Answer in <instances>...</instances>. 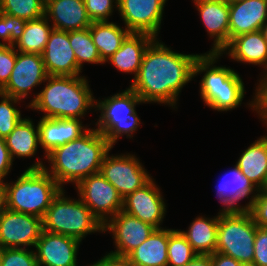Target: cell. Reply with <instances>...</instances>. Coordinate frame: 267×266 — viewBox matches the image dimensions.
<instances>
[{"label": "cell", "instance_id": "35", "mask_svg": "<svg viewBox=\"0 0 267 266\" xmlns=\"http://www.w3.org/2000/svg\"><path fill=\"white\" fill-rule=\"evenodd\" d=\"M26 23L21 18L0 12V37L6 42H0V45L13 46L22 36Z\"/></svg>", "mask_w": 267, "mask_h": 266}, {"label": "cell", "instance_id": "14", "mask_svg": "<svg viewBox=\"0 0 267 266\" xmlns=\"http://www.w3.org/2000/svg\"><path fill=\"white\" fill-rule=\"evenodd\" d=\"M109 219L104 224L103 230L113 233L117 250L110 253L117 256L127 257L156 229L122 210Z\"/></svg>", "mask_w": 267, "mask_h": 266}, {"label": "cell", "instance_id": "44", "mask_svg": "<svg viewBox=\"0 0 267 266\" xmlns=\"http://www.w3.org/2000/svg\"><path fill=\"white\" fill-rule=\"evenodd\" d=\"M211 255L212 266H242V264L231 256L214 252Z\"/></svg>", "mask_w": 267, "mask_h": 266}, {"label": "cell", "instance_id": "11", "mask_svg": "<svg viewBox=\"0 0 267 266\" xmlns=\"http://www.w3.org/2000/svg\"><path fill=\"white\" fill-rule=\"evenodd\" d=\"M48 74L41 54L16 52V62L7 84L0 93L17 99H25L29 91L46 82Z\"/></svg>", "mask_w": 267, "mask_h": 266}, {"label": "cell", "instance_id": "24", "mask_svg": "<svg viewBox=\"0 0 267 266\" xmlns=\"http://www.w3.org/2000/svg\"><path fill=\"white\" fill-rule=\"evenodd\" d=\"M175 229H155L127 258L134 266H167L169 235Z\"/></svg>", "mask_w": 267, "mask_h": 266}, {"label": "cell", "instance_id": "29", "mask_svg": "<svg viewBox=\"0 0 267 266\" xmlns=\"http://www.w3.org/2000/svg\"><path fill=\"white\" fill-rule=\"evenodd\" d=\"M5 141L12 160L14 156L32 157L40 144L39 127L35 129L31 119L22 118Z\"/></svg>", "mask_w": 267, "mask_h": 266}, {"label": "cell", "instance_id": "21", "mask_svg": "<svg viewBox=\"0 0 267 266\" xmlns=\"http://www.w3.org/2000/svg\"><path fill=\"white\" fill-rule=\"evenodd\" d=\"M80 119L41 118L38 122L39 139L46 155L54 148L79 138L88 129L84 128Z\"/></svg>", "mask_w": 267, "mask_h": 266}, {"label": "cell", "instance_id": "19", "mask_svg": "<svg viewBox=\"0 0 267 266\" xmlns=\"http://www.w3.org/2000/svg\"><path fill=\"white\" fill-rule=\"evenodd\" d=\"M45 16L54 21L53 29L67 32L89 28L92 23L84 0H45Z\"/></svg>", "mask_w": 267, "mask_h": 266}, {"label": "cell", "instance_id": "28", "mask_svg": "<svg viewBox=\"0 0 267 266\" xmlns=\"http://www.w3.org/2000/svg\"><path fill=\"white\" fill-rule=\"evenodd\" d=\"M219 215L215 218H196L188 231H180L197 254L216 252Z\"/></svg>", "mask_w": 267, "mask_h": 266}, {"label": "cell", "instance_id": "2", "mask_svg": "<svg viewBox=\"0 0 267 266\" xmlns=\"http://www.w3.org/2000/svg\"><path fill=\"white\" fill-rule=\"evenodd\" d=\"M111 149L102 133L89 128L79 138L48 153L46 158L51 162V171L44 169L61 188L66 182L77 185L84 178L100 172L103 158Z\"/></svg>", "mask_w": 267, "mask_h": 266}, {"label": "cell", "instance_id": "48", "mask_svg": "<svg viewBox=\"0 0 267 266\" xmlns=\"http://www.w3.org/2000/svg\"><path fill=\"white\" fill-rule=\"evenodd\" d=\"M4 250H5V247L0 243V265H1V259H2Z\"/></svg>", "mask_w": 267, "mask_h": 266}, {"label": "cell", "instance_id": "38", "mask_svg": "<svg viewBox=\"0 0 267 266\" xmlns=\"http://www.w3.org/2000/svg\"><path fill=\"white\" fill-rule=\"evenodd\" d=\"M84 0L86 12L92 22L108 21V16L112 15L113 2L118 7V0Z\"/></svg>", "mask_w": 267, "mask_h": 266}, {"label": "cell", "instance_id": "8", "mask_svg": "<svg viewBox=\"0 0 267 266\" xmlns=\"http://www.w3.org/2000/svg\"><path fill=\"white\" fill-rule=\"evenodd\" d=\"M142 102L131 88L99 103L95 102V108L102 112L96 129L105 136L111 147L123 134L132 137L133 132L137 130L140 119L135 111V105Z\"/></svg>", "mask_w": 267, "mask_h": 266}, {"label": "cell", "instance_id": "15", "mask_svg": "<svg viewBox=\"0 0 267 266\" xmlns=\"http://www.w3.org/2000/svg\"><path fill=\"white\" fill-rule=\"evenodd\" d=\"M165 207L160 190L151 179L123 199L122 211L159 229L165 216Z\"/></svg>", "mask_w": 267, "mask_h": 266}, {"label": "cell", "instance_id": "13", "mask_svg": "<svg viewBox=\"0 0 267 266\" xmlns=\"http://www.w3.org/2000/svg\"><path fill=\"white\" fill-rule=\"evenodd\" d=\"M43 231L42 219L6 210L0 216V243L5 248L34 246Z\"/></svg>", "mask_w": 267, "mask_h": 266}, {"label": "cell", "instance_id": "20", "mask_svg": "<svg viewBox=\"0 0 267 266\" xmlns=\"http://www.w3.org/2000/svg\"><path fill=\"white\" fill-rule=\"evenodd\" d=\"M195 4L210 37H215L209 53H221L229 43V4L224 0Z\"/></svg>", "mask_w": 267, "mask_h": 266}, {"label": "cell", "instance_id": "51", "mask_svg": "<svg viewBox=\"0 0 267 266\" xmlns=\"http://www.w3.org/2000/svg\"><path fill=\"white\" fill-rule=\"evenodd\" d=\"M194 3H199V2H202V1H212V0H193Z\"/></svg>", "mask_w": 267, "mask_h": 266}, {"label": "cell", "instance_id": "37", "mask_svg": "<svg viewBox=\"0 0 267 266\" xmlns=\"http://www.w3.org/2000/svg\"><path fill=\"white\" fill-rule=\"evenodd\" d=\"M256 225L267 228V189H262L246 205Z\"/></svg>", "mask_w": 267, "mask_h": 266}, {"label": "cell", "instance_id": "41", "mask_svg": "<svg viewBox=\"0 0 267 266\" xmlns=\"http://www.w3.org/2000/svg\"><path fill=\"white\" fill-rule=\"evenodd\" d=\"M260 80L256 89L254 101L250 104L257 111L261 118L266 121L267 125V74Z\"/></svg>", "mask_w": 267, "mask_h": 266}, {"label": "cell", "instance_id": "47", "mask_svg": "<svg viewBox=\"0 0 267 266\" xmlns=\"http://www.w3.org/2000/svg\"><path fill=\"white\" fill-rule=\"evenodd\" d=\"M266 23H267V22H266ZM266 23L262 26L261 31H262V33H263V35H264V38H265L266 41H267V24H266Z\"/></svg>", "mask_w": 267, "mask_h": 266}, {"label": "cell", "instance_id": "42", "mask_svg": "<svg viewBox=\"0 0 267 266\" xmlns=\"http://www.w3.org/2000/svg\"><path fill=\"white\" fill-rule=\"evenodd\" d=\"M12 162L5 138L0 137V183H3L4 177L8 175Z\"/></svg>", "mask_w": 267, "mask_h": 266}, {"label": "cell", "instance_id": "7", "mask_svg": "<svg viewBox=\"0 0 267 266\" xmlns=\"http://www.w3.org/2000/svg\"><path fill=\"white\" fill-rule=\"evenodd\" d=\"M216 252L239 261L253 262L257 225L247 211L220 212Z\"/></svg>", "mask_w": 267, "mask_h": 266}, {"label": "cell", "instance_id": "1", "mask_svg": "<svg viewBox=\"0 0 267 266\" xmlns=\"http://www.w3.org/2000/svg\"><path fill=\"white\" fill-rule=\"evenodd\" d=\"M198 56L174 52L155 39L146 49L130 88L143 103H167L173 107L183 86L194 77Z\"/></svg>", "mask_w": 267, "mask_h": 266}, {"label": "cell", "instance_id": "49", "mask_svg": "<svg viewBox=\"0 0 267 266\" xmlns=\"http://www.w3.org/2000/svg\"><path fill=\"white\" fill-rule=\"evenodd\" d=\"M242 266H259L255 262H248V263H243Z\"/></svg>", "mask_w": 267, "mask_h": 266}, {"label": "cell", "instance_id": "32", "mask_svg": "<svg viewBox=\"0 0 267 266\" xmlns=\"http://www.w3.org/2000/svg\"><path fill=\"white\" fill-rule=\"evenodd\" d=\"M0 12L25 21L45 15V0H2Z\"/></svg>", "mask_w": 267, "mask_h": 266}, {"label": "cell", "instance_id": "22", "mask_svg": "<svg viewBox=\"0 0 267 266\" xmlns=\"http://www.w3.org/2000/svg\"><path fill=\"white\" fill-rule=\"evenodd\" d=\"M228 50L231 58L238 62L264 65L267 70V41L261 30L244 33L230 40L220 54Z\"/></svg>", "mask_w": 267, "mask_h": 266}, {"label": "cell", "instance_id": "6", "mask_svg": "<svg viewBox=\"0 0 267 266\" xmlns=\"http://www.w3.org/2000/svg\"><path fill=\"white\" fill-rule=\"evenodd\" d=\"M64 193L62 188L53 198L42 218L43 230L79 241L92 232H104V225L81 199H68Z\"/></svg>", "mask_w": 267, "mask_h": 266}, {"label": "cell", "instance_id": "27", "mask_svg": "<svg viewBox=\"0 0 267 266\" xmlns=\"http://www.w3.org/2000/svg\"><path fill=\"white\" fill-rule=\"evenodd\" d=\"M89 29L104 63L121 47L122 42L131 33L126 27L122 29L109 21L92 22Z\"/></svg>", "mask_w": 267, "mask_h": 266}, {"label": "cell", "instance_id": "5", "mask_svg": "<svg viewBox=\"0 0 267 266\" xmlns=\"http://www.w3.org/2000/svg\"><path fill=\"white\" fill-rule=\"evenodd\" d=\"M219 56L220 53L199 55L194 64V76L206 71L200 83L203 101L214 110L228 111L241 105L245 88L237 72L229 67L213 66Z\"/></svg>", "mask_w": 267, "mask_h": 266}, {"label": "cell", "instance_id": "3", "mask_svg": "<svg viewBox=\"0 0 267 266\" xmlns=\"http://www.w3.org/2000/svg\"><path fill=\"white\" fill-rule=\"evenodd\" d=\"M47 84L29 105L43 111V118L79 119L95 106V99L83 76L48 75Z\"/></svg>", "mask_w": 267, "mask_h": 266}, {"label": "cell", "instance_id": "36", "mask_svg": "<svg viewBox=\"0 0 267 266\" xmlns=\"http://www.w3.org/2000/svg\"><path fill=\"white\" fill-rule=\"evenodd\" d=\"M0 266H38L34 251L26 248H5Z\"/></svg>", "mask_w": 267, "mask_h": 266}, {"label": "cell", "instance_id": "26", "mask_svg": "<svg viewBox=\"0 0 267 266\" xmlns=\"http://www.w3.org/2000/svg\"><path fill=\"white\" fill-rule=\"evenodd\" d=\"M238 168L258 190L266 188L267 182V136L260 137L240 156Z\"/></svg>", "mask_w": 267, "mask_h": 266}, {"label": "cell", "instance_id": "17", "mask_svg": "<svg viewBox=\"0 0 267 266\" xmlns=\"http://www.w3.org/2000/svg\"><path fill=\"white\" fill-rule=\"evenodd\" d=\"M74 50L70 46L69 32L53 29L41 54L48 75L79 76Z\"/></svg>", "mask_w": 267, "mask_h": 266}, {"label": "cell", "instance_id": "4", "mask_svg": "<svg viewBox=\"0 0 267 266\" xmlns=\"http://www.w3.org/2000/svg\"><path fill=\"white\" fill-rule=\"evenodd\" d=\"M44 167L38 160L14 184L4 183L8 210L44 217L53 198L62 189Z\"/></svg>", "mask_w": 267, "mask_h": 266}, {"label": "cell", "instance_id": "25", "mask_svg": "<svg viewBox=\"0 0 267 266\" xmlns=\"http://www.w3.org/2000/svg\"><path fill=\"white\" fill-rule=\"evenodd\" d=\"M231 175V176H229ZM229 176V179L226 177ZM219 186L217 194L225 208L221 212L247 211V206H239L237 202L259 191L255 185L241 172L237 165L230 172L226 173Z\"/></svg>", "mask_w": 267, "mask_h": 266}, {"label": "cell", "instance_id": "31", "mask_svg": "<svg viewBox=\"0 0 267 266\" xmlns=\"http://www.w3.org/2000/svg\"><path fill=\"white\" fill-rule=\"evenodd\" d=\"M69 42L74 50L77 66L80 70H82L83 62L104 64L93 42L89 28L69 31Z\"/></svg>", "mask_w": 267, "mask_h": 266}, {"label": "cell", "instance_id": "39", "mask_svg": "<svg viewBox=\"0 0 267 266\" xmlns=\"http://www.w3.org/2000/svg\"><path fill=\"white\" fill-rule=\"evenodd\" d=\"M15 62V46L0 45V90L9 81Z\"/></svg>", "mask_w": 267, "mask_h": 266}, {"label": "cell", "instance_id": "34", "mask_svg": "<svg viewBox=\"0 0 267 266\" xmlns=\"http://www.w3.org/2000/svg\"><path fill=\"white\" fill-rule=\"evenodd\" d=\"M0 137L6 138L22 119L21 113L13 104L20 99L0 93Z\"/></svg>", "mask_w": 267, "mask_h": 266}, {"label": "cell", "instance_id": "43", "mask_svg": "<svg viewBox=\"0 0 267 266\" xmlns=\"http://www.w3.org/2000/svg\"><path fill=\"white\" fill-rule=\"evenodd\" d=\"M91 266H134L127 257L108 253Z\"/></svg>", "mask_w": 267, "mask_h": 266}, {"label": "cell", "instance_id": "10", "mask_svg": "<svg viewBox=\"0 0 267 266\" xmlns=\"http://www.w3.org/2000/svg\"><path fill=\"white\" fill-rule=\"evenodd\" d=\"M108 153L103 158L100 173L123 199L152 179L135 156H108Z\"/></svg>", "mask_w": 267, "mask_h": 266}, {"label": "cell", "instance_id": "46", "mask_svg": "<svg viewBox=\"0 0 267 266\" xmlns=\"http://www.w3.org/2000/svg\"><path fill=\"white\" fill-rule=\"evenodd\" d=\"M7 210L6 189L4 183H0V216Z\"/></svg>", "mask_w": 267, "mask_h": 266}, {"label": "cell", "instance_id": "16", "mask_svg": "<svg viewBox=\"0 0 267 266\" xmlns=\"http://www.w3.org/2000/svg\"><path fill=\"white\" fill-rule=\"evenodd\" d=\"M80 242L72 237L43 230L35 245L38 266H77Z\"/></svg>", "mask_w": 267, "mask_h": 266}, {"label": "cell", "instance_id": "23", "mask_svg": "<svg viewBox=\"0 0 267 266\" xmlns=\"http://www.w3.org/2000/svg\"><path fill=\"white\" fill-rule=\"evenodd\" d=\"M155 39L157 38L146 33H130L121 47L107 61L109 60L119 71L134 73L135 79L144 53Z\"/></svg>", "mask_w": 267, "mask_h": 266}, {"label": "cell", "instance_id": "30", "mask_svg": "<svg viewBox=\"0 0 267 266\" xmlns=\"http://www.w3.org/2000/svg\"><path fill=\"white\" fill-rule=\"evenodd\" d=\"M47 16L27 21L22 36L13 46L18 52L42 54L53 28L48 24Z\"/></svg>", "mask_w": 267, "mask_h": 266}, {"label": "cell", "instance_id": "50", "mask_svg": "<svg viewBox=\"0 0 267 266\" xmlns=\"http://www.w3.org/2000/svg\"><path fill=\"white\" fill-rule=\"evenodd\" d=\"M225 2H227L228 4H232L238 1H242V0H224Z\"/></svg>", "mask_w": 267, "mask_h": 266}, {"label": "cell", "instance_id": "33", "mask_svg": "<svg viewBox=\"0 0 267 266\" xmlns=\"http://www.w3.org/2000/svg\"><path fill=\"white\" fill-rule=\"evenodd\" d=\"M167 251V266H184L197 255V253L192 249L191 244L178 230H174L169 235Z\"/></svg>", "mask_w": 267, "mask_h": 266}, {"label": "cell", "instance_id": "18", "mask_svg": "<svg viewBox=\"0 0 267 266\" xmlns=\"http://www.w3.org/2000/svg\"><path fill=\"white\" fill-rule=\"evenodd\" d=\"M267 21V0H242L229 4V42L232 38L261 30Z\"/></svg>", "mask_w": 267, "mask_h": 266}, {"label": "cell", "instance_id": "9", "mask_svg": "<svg viewBox=\"0 0 267 266\" xmlns=\"http://www.w3.org/2000/svg\"><path fill=\"white\" fill-rule=\"evenodd\" d=\"M76 186L81 201L103 225L123 208V198L100 172L84 178Z\"/></svg>", "mask_w": 267, "mask_h": 266}, {"label": "cell", "instance_id": "12", "mask_svg": "<svg viewBox=\"0 0 267 266\" xmlns=\"http://www.w3.org/2000/svg\"><path fill=\"white\" fill-rule=\"evenodd\" d=\"M166 0H118V11L131 33H146L156 38Z\"/></svg>", "mask_w": 267, "mask_h": 266}, {"label": "cell", "instance_id": "40", "mask_svg": "<svg viewBox=\"0 0 267 266\" xmlns=\"http://www.w3.org/2000/svg\"><path fill=\"white\" fill-rule=\"evenodd\" d=\"M253 247V262L259 266H267V228H261L257 226Z\"/></svg>", "mask_w": 267, "mask_h": 266}, {"label": "cell", "instance_id": "45", "mask_svg": "<svg viewBox=\"0 0 267 266\" xmlns=\"http://www.w3.org/2000/svg\"><path fill=\"white\" fill-rule=\"evenodd\" d=\"M184 266H212L210 254H197L189 263Z\"/></svg>", "mask_w": 267, "mask_h": 266}]
</instances>
